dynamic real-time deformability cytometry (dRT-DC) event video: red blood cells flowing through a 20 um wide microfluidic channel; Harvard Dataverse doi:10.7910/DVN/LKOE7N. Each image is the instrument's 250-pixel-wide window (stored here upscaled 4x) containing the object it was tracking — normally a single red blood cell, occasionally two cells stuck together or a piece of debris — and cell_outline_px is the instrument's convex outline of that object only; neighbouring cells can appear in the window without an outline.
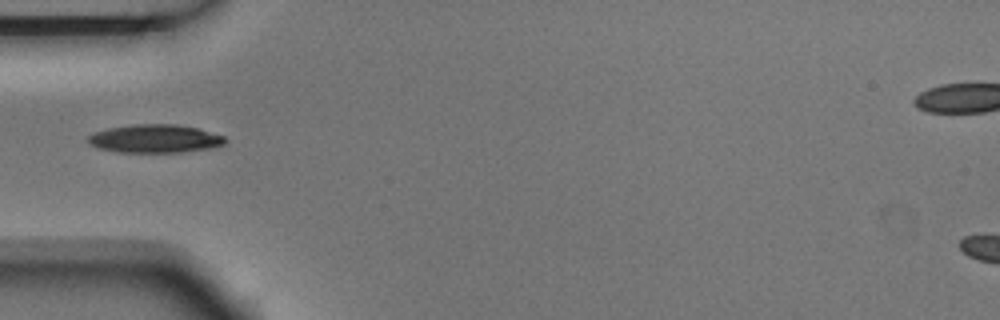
{"species": "Egyptian fruit bat (a non-hibernating species)", "species_latin": "Rousettus aegyptiacus", "temperature_condition": "room temperature", "stored_images_in_passage": 7, "camera_frame_rate_fps": 3000, "um_per_image_px": 0.085, "animal": {"sex": "male"}, "frame": {"image": 1, "passage_image": 4, "time_ms": 1.0, "image_size_px": [1000, 320], "cell_outline_px": [[228, 140], [224, 144], [216, 148], [180, 152], [116, 152], [96, 148], [88, 144], [88, 136], [96, 132], [108, 128], [136, 124], [176, 124], [196, 128], [224, 136]], "centroid_in_image_um": [13.18, 11.8], "position_along_channel_um": 71.8, "area_um2": 22.72}}
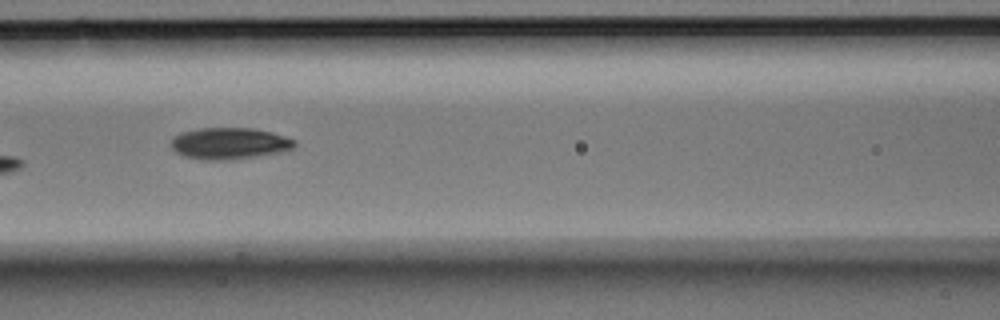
{"frame": {"image": 2, "passage_image": 6, "time_ms": 1.667, "image_size_px": [1000, 320], "cell_outline_px": [[296, 144], [292, 148], [280, 152], [256, 156], [228, 160], [200, 160], [184, 156], [176, 152], [172, 148], [172, 136], [180, 132], [200, 128], [252, 128], [272, 132], [296, 140]], "centroid_in_image_um": [19.47, 12.19], "position_along_channel_um": 147.1, "area_um2": 22.77}}
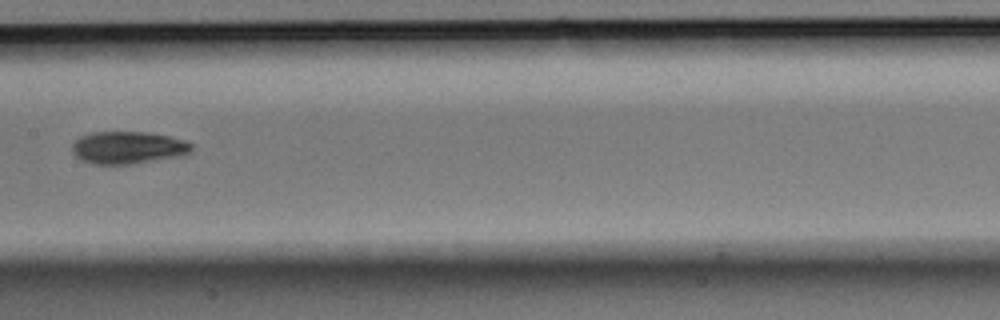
{"frame": {"image": 3, "passage_image": 7, "time_ms": 2.0, "image_size_px": [1000, 320], "cell_outline_px": [[192, 148], [188, 152], [180, 156], [128, 164], [96, 164], [80, 160], [72, 152], [72, 144], [80, 136], [92, 132], [148, 132], [168, 136], [184, 140], [192, 144]], "centroid_in_image_um": [10.84, 12.54], "position_along_channel_um": 196.6, "area_um2": 22.37}}